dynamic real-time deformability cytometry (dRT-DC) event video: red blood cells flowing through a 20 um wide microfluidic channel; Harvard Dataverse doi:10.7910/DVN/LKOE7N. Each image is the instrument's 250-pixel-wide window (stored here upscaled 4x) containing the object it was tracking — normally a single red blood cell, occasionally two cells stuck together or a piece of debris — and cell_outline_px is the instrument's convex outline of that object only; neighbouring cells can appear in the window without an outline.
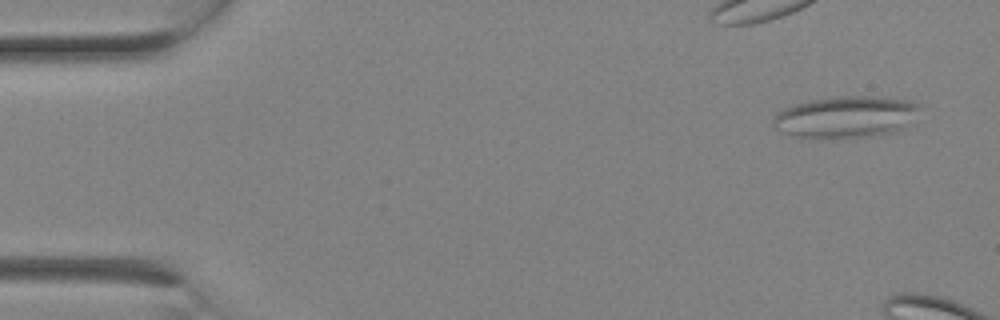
{"species": "Egyptian fruit bat (a non-hibernating species)", "species_latin": "Rousettus aegyptiacus", "temperature_condition": "room temperature", "stored_images_in_passage": 3, "camera_frame_rate_fps": 3000, "um_per_image_px": 0.085, "animal": {"sex": "female"}, "frame": {"image": 1, "passage_image": 1, "time_ms": 0.0, "image_size_px": [1000, 320], "cell_outline_px": [[920, 108], [900, 132], [868, 136], [800, 140], [780, 132], [772, 124], [772, 120], [776, 112], [792, 104], [808, 100], [840, 96], [872, 96], [908, 100], [920, 104]], "centroid_in_image_um": [71.79, 9.96], "position_along_channel_um": 13.2, "area_um2": 36.36}}